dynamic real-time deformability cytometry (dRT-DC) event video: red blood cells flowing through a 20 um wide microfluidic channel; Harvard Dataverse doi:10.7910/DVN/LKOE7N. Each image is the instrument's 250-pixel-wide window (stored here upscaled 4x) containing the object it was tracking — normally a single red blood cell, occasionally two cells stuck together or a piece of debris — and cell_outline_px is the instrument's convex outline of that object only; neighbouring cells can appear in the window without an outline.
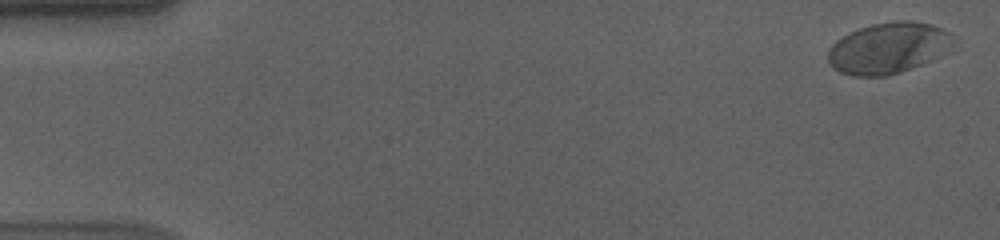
{"species": "human", "species_latin": "Homo sapiens", "temperature_condition": "cold", "stored_images_in_passage": 58, "camera_frame_rate_fps": 3000, "um_per_image_px": 0.085, "donor": {"sex": "male"}, "frame": {"image": 1, "passage_image": 2, "time_ms": 0.333, "image_size_px": [1000, 240], "cell_outline_px": [[948, 32], [928, 60], [920, 64], [900, 72], [884, 76], [856, 76], [840, 72], [828, 60], [828, 52], [832, 44], [836, 40], [860, 28], [872, 24], [896, 20], [912, 20], [932, 24]], "centroid_in_image_um": [75.27, 4.07], "position_along_channel_um": 9.7, "area_um2": 34.97}}
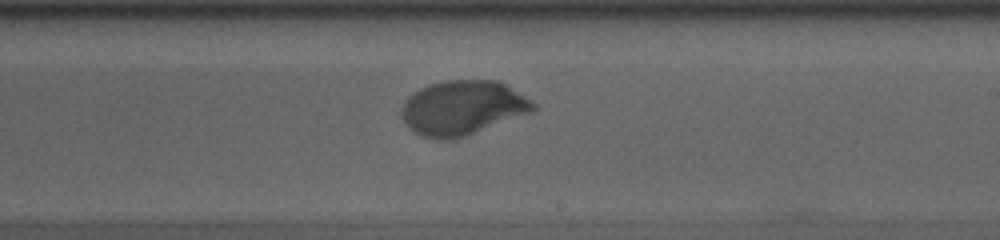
{"frame": {"image": 2, "passage_image": 35, "time_ms": 11.333, "image_size_px": [1000, 240], "cell_outline_px": [[536, 112], [464, 136], [448, 140], [444, 140], [420, 136], [408, 128], [400, 116], [400, 108], [404, 100], [408, 96], [420, 88], [428, 84], [444, 80], [500, 80], [532, 100], [536, 104]], "centroid_in_image_um": [39.33, 9.16], "position_along_channel_um": 249.7, "area_um2": 42.54}}
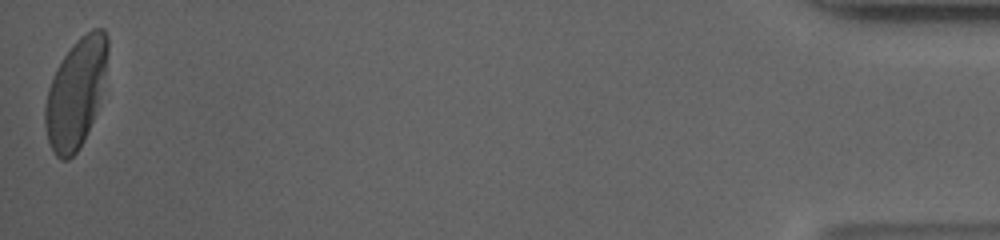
{"frame": {"image": 3, "passage_image": 58, "time_ms": 19.0, "image_size_px": [1000, 240], "cell_outline_px": [[108, 48], [104, 72], [92, 120], [84, 140], [76, 152], [68, 160], [60, 160], [56, 156], [48, 140], [44, 124], [44, 104], [48, 88], [56, 68], [72, 44], [80, 36], [92, 28], [104, 28], [108, 36]], "centroid_in_image_um": [6.4, 7.89], "position_along_channel_um": 428.8, "area_um2": 39.02}, "authors_computed_cell_mechanics": {"area_um2": 39.882, "velocity_mm_per_s": 3.5278, "shape_relaxation_time_tau1_ms": 3.5283, "shape_relaxation_time_tau2_ms": null, "deformation_change_tau1": 0.1724, "deformation_change_tau2": null}}